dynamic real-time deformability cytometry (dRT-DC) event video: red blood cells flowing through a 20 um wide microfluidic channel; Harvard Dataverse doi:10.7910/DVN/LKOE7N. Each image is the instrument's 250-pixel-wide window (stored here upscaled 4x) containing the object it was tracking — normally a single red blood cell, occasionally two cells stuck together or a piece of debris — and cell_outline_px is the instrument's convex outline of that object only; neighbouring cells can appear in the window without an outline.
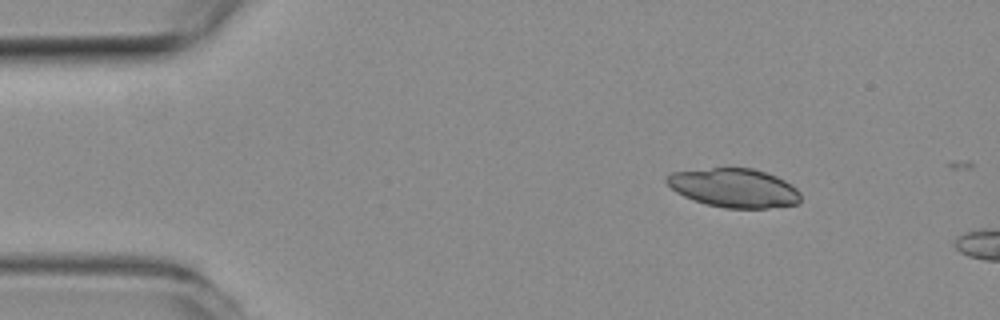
{"species": "common noctule bat (a hibernating species)", "species_latin": "Nyctalus noctula", "temperature_condition": "room temperature", "stored_images_in_passage": 4, "camera_frame_rate_fps": 3000, "um_per_image_px": 0.085, "animal": {"sex": "female", "body_mass_g": 19.3, "forearm_length_mm": 54.1}, "frame": {"image": 1, "passage_image": 1, "time_ms": 0.0, "image_size_px": [1000, 320], "cell_outline_px": [[800, 204], [768, 208], [724, 208], [692, 200], [676, 192], [664, 180], [664, 176], [672, 172], [712, 168], [752, 168], [776, 176], [792, 184], [800, 192]], "centroid_in_image_um": [62.4, 15.98], "position_along_channel_um": 22.6, "area_um2": 30.46}}